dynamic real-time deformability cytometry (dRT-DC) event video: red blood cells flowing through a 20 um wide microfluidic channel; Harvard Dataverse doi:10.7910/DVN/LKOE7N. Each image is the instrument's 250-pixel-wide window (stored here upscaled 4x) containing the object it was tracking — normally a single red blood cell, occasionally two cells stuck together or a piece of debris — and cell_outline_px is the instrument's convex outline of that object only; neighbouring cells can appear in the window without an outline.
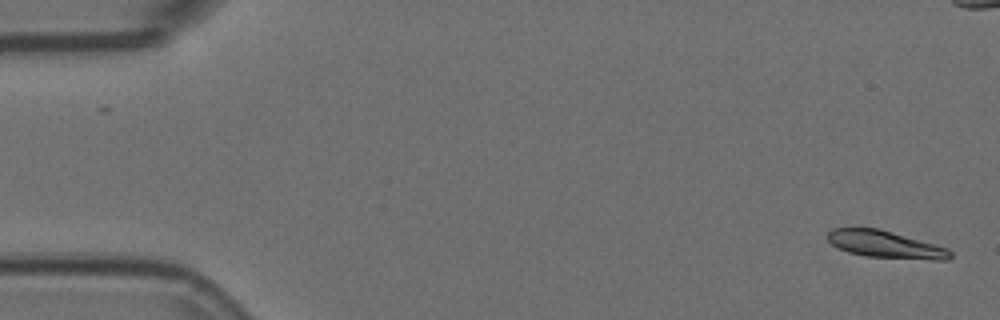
{"species": "Egyptian fruit bat (a non-hibernating species)", "species_latin": "Rousettus aegyptiacus", "temperature_condition": "room temperature", "stored_images_in_passage": 53, "camera_frame_rate_fps": 3000, "um_per_image_px": 0.085, "animal": {"sex": "female"}, "frame": {"image": 1, "passage_image": 1, "time_ms": 0.0, "image_size_px": [1000, 320], "cell_outline_px": [[952, 256], [948, 260], [932, 260], [864, 256], [848, 252], [832, 244], [828, 240], [828, 232], [832, 228], [880, 228], [936, 244], [948, 248], [952, 252]], "centroid_in_image_um": [75.31, 20.77], "position_along_channel_um": 9.7, "area_um2": 19.54}}
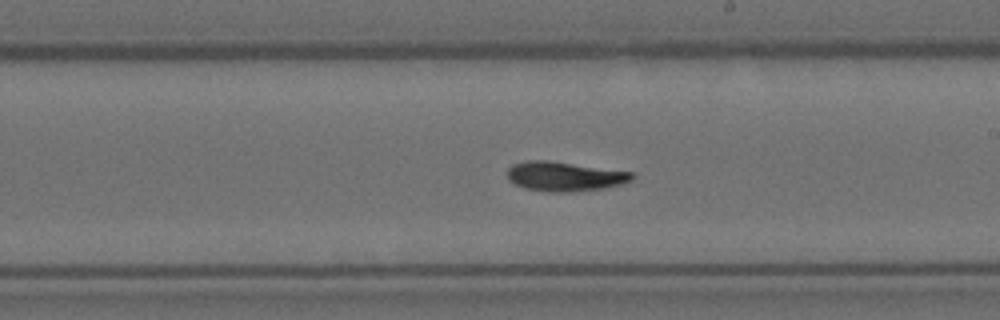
{"frame": {"image": 2, "passage_image": 30, "time_ms": 9.667, "image_size_px": [1000, 320], "cell_outline_px": [[636, 176], [632, 180], [620, 184], [604, 188], [572, 192], [548, 192], [524, 188], [508, 180], [508, 168], [512, 164], [528, 160], [548, 160], [632, 172]], "centroid_in_image_um": [47.98, 14.99], "position_along_channel_um": 241.0, "area_um2": 21.44}}
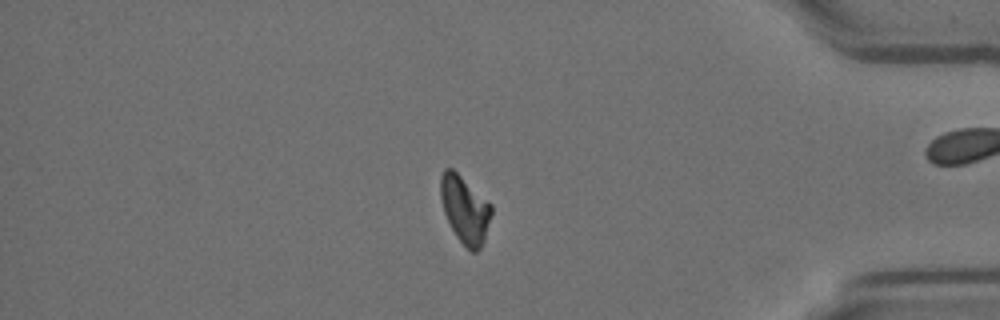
{"frame": {"image": 3, "passage_image": 45, "time_ms": 14.667, "image_size_px": [1000, 320], "cell_outline_px": [[492, 212], [484, 240], [480, 248], [476, 252], [472, 252], [456, 236], [444, 212], [440, 196], [440, 176], [444, 168], [452, 168], [492, 204]], "centroid_in_image_um": [39.51, 17.78], "position_along_channel_um": 395.7, "area_um2": 19.71}, "authors_computed_cell_mechanics": {"area_um2": 20.2878, "velocity_mm_per_s": 3.7484, "shape_relaxation_time_tau1_ms": 5.7124, "shape_relaxation_time_tau2_ms": 6.4936, "deformation_change_tau1": 0.1865, "deformation_change_tau2": 0.0955}}